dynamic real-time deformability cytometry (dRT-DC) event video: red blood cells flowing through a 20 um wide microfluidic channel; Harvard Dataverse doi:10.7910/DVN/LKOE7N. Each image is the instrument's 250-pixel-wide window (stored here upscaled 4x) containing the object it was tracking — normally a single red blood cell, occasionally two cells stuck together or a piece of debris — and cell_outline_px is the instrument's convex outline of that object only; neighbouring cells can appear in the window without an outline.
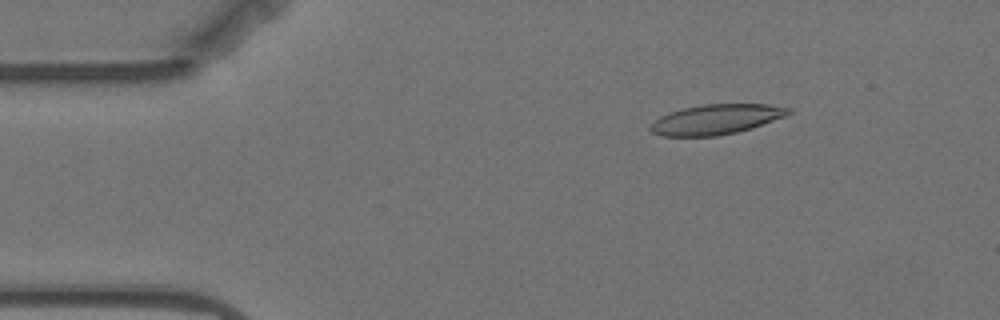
{"species": "Egyptian fruit bat (a non-hibernating species)", "species_latin": "Rousettus aegyptiacus", "temperature_condition": "warm", "stored_images_in_passage": 3, "camera_frame_rate_fps": 3000, "um_per_image_px": 0.085, "animal": {"sex": "female"}, "frame": {"image": 1, "passage_image": 1, "time_ms": 0.0, "image_size_px": [1000, 320], "cell_outline_px": [[792, 112], [784, 116], [752, 128], [736, 132], [716, 136], [660, 136], [652, 132], [648, 128], [660, 116], [668, 112], [684, 108], [704, 104], [768, 104], [792, 108]], "centroid_in_image_um": [60.86, 10.14], "position_along_channel_um": 24.1, "area_um2": 24.04}}